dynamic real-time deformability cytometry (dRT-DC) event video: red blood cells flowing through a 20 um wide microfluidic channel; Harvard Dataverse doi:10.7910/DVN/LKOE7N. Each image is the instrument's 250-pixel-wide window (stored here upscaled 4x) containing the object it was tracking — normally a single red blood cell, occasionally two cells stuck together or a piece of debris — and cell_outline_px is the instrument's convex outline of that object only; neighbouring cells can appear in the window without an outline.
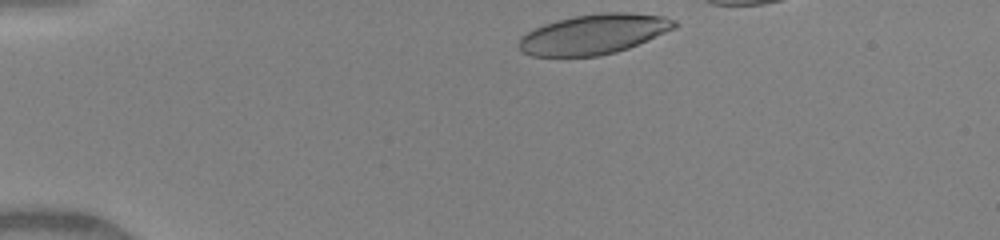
{"species": "human", "species_latin": "Homo sapiens", "temperature_condition": "warm", "stored_images_in_passage": 12, "camera_frame_rate_fps": 3000, "um_per_image_px": 0.085, "donor": {"sex": "female"}, "frame": {"image": 1, "passage_image": 1, "time_ms": 0.0, "image_size_px": [1000, 240], "cell_outline_px": [[676, 28], [628, 48], [616, 52], [600, 56], [532, 56], [524, 52], [520, 48], [520, 40], [528, 32], [544, 24], [556, 20], [576, 16], [600, 12], [628, 12], [664, 16], [676, 20]], "centroid_in_image_um": [50.52, 2.9], "position_along_channel_um": 34.5, "area_um2": 35.95}}
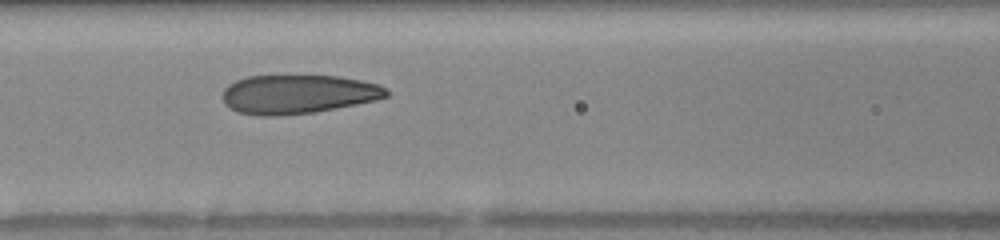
{"frame": {"image": 2, "passage_image": 7, "time_ms": 4.0, "image_size_px": [1000, 240], "cell_outline_px": [[388, 96], [376, 100], [356, 104], [312, 112], [276, 116], [260, 116], [236, 112], [224, 104], [224, 88], [228, 84], [236, 80], [248, 76], [340, 76], [360, 80], [376, 84], [388, 88]], "centroid_in_image_um": [25.31, 8.01], "position_along_channel_um": 141.3, "area_um2": 37.05}}
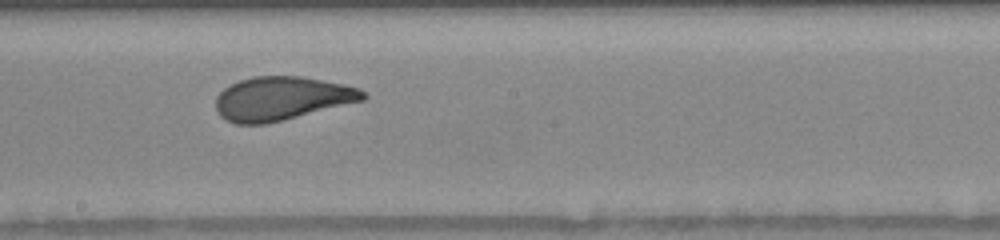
{"frame": {"image": 3, "passage_image": 9, "time_ms": 6.0, "image_size_px": [1000, 240], "cell_outline_px": [[368, 96], [364, 100], [284, 120], [264, 124], [236, 124], [224, 120], [216, 112], [216, 96], [224, 88], [240, 80], [252, 76], [300, 76], [344, 84], [360, 88]], "centroid_in_image_um": [23.93, 8.37], "position_along_channel_um": 224.3, "area_um2": 37.57}}